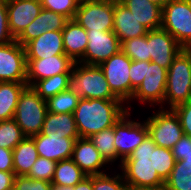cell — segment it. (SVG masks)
I'll use <instances>...</instances> for the list:
<instances>
[{
	"label": "cell",
	"mask_w": 191,
	"mask_h": 190,
	"mask_svg": "<svg viewBox=\"0 0 191 190\" xmlns=\"http://www.w3.org/2000/svg\"><path fill=\"white\" fill-rule=\"evenodd\" d=\"M176 159L171 149L159 147L148 135L118 167L129 190L165 185Z\"/></svg>",
	"instance_id": "cell-1"
},
{
	"label": "cell",
	"mask_w": 191,
	"mask_h": 190,
	"mask_svg": "<svg viewBox=\"0 0 191 190\" xmlns=\"http://www.w3.org/2000/svg\"><path fill=\"white\" fill-rule=\"evenodd\" d=\"M127 111L120 99H80L73 113L78 134L89 138L113 127Z\"/></svg>",
	"instance_id": "cell-2"
},
{
	"label": "cell",
	"mask_w": 191,
	"mask_h": 190,
	"mask_svg": "<svg viewBox=\"0 0 191 190\" xmlns=\"http://www.w3.org/2000/svg\"><path fill=\"white\" fill-rule=\"evenodd\" d=\"M67 89L80 99H118L110 90L98 65L75 62L68 77Z\"/></svg>",
	"instance_id": "cell-3"
},
{
	"label": "cell",
	"mask_w": 191,
	"mask_h": 190,
	"mask_svg": "<svg viewBox=\"0 0 191 190\" xmlns=\"http://www.w3.org/2000/svg\"><path fill=\"white\" fill-rule=\"evenodd\" d=\"M191 92V49L183 48L167 71V84L162 109H174L189 101Z\"/></svg>",
	"instance_id": "cell-4"
},
{
	"label": "cell",
	"mask_w": 191,
	"mask_h": 190,
	"mask_svg": "<svg viewBox=\"0 0 191 190\" xmlns=\"http://www.w3.org/2000/svg\"><path fill=\"white\" fill-rule=\"evenodd\" d=\"M47 112L46 100L27 86L20 94L13 119L26 137H32L42 132Z\"/></svg>",
	"instance_id": "cell-5"
},
{
	"label": "cell",
	"mask_w": 191,
	"mask_h": 190,
	"mask_svg": "<svg viewBox=\"0 0 191 190\" xmlns=\"http://www.w3.org/2000/svg\"><path fill=\"white\" fill-rule=\"evenodd\" d=\"M167 69L153 61H146V73L142 83L134 91L131 100L126 104L128 111H133L132 104L139 102L141 107L145 106L161 108L164 103V95L167 84ZM150 106V107H148Z\"/></svg>",
	"instance_id": "cell-6"
},
{
	"label": "cell",
	"mask_w": 191,
	"mask_h": 190,
	"mask_svg": "<svg viewBox=\"0 0 191 190\" xmlns=\"http://www.w3.org/2000/svg\"><path fill=\"white\" fill-rule=\"evenodd\" d=\"M162 29L183 47L191 46V0H170L162 8Z\"/></svg>",
	"instance_id": "cell-7"
},
{
	"label": "cell",
	"mask_w": 191,
	"mask_h": 190,
	"mask_svg": "<svg viewBox=\"0 0 191 190\" xmlns=\"http://www.w3.org/2000/svg\"><path fill=\"white\" fill-rule=\"evenodd\" d=\"M145 119L149 136L157 146L172 149L183 135L179 118L172 109L158 108Z\"/></svg>",
	"instance_id": "cell-8"
},
{
	"label": "cell",
	"mask_w": 191,
	"mask_h": 190,
	"mask_svg": "<svg viewBox=\"0 0 191 190\" xmlns=\"http://www.w3.org/2000/svg\"><path fill=\"white\" fill-rule=\"evenodd\" d=\"M115 0L80 1L74 19L86 30L113 31Z\"/></svg>",
	"instance_id": "cell-9"
},
{
	"label": "cell",
	"mask_w": 191,
	"mask_h": 190,
	"mask_svg": "<svg viewBox=\"0 0 191 190\" xmlns=\"http://www.w3.org/2000/svg\"><path fill=\"white\" fill-rule=\"evenodd\" d=\"M131 111H127L114 125V145L116 155L123 161L149 135L145 119L135 121L131 119Z\"/></svg>",
	"instance_id": "cell-10"
},
{
	"label": "cell",
	"mask_w": 191,
	"mask_h": 190,
	"mask_svg": "<svg viewBox=\"0 0 191 190\" xmlns=\"http://www.w3.org/2000/svg\"><path fill=\"white\" fill-rule=\"evenodd\" d=\"M131 63L132 60L120 50L99 65L104 72L110 90L125 104L131 100L129 76Z\"/></svg>",
	"instance_id": "cell-11"
},
{
	"label": "cell",
	"mask_w": 191,
	"mask_h": 190,
	"mask_svg": "<svg viewBox=\"0 0 191 190\" xmlns=\"http://www.w3.org/2000/svg\"><path fill=\"white\" fill-rule=\"evenodd\" d=\"M88 45L79 63L100 65L121 50V42L113 31L86 30Z\"/></svg>",
	"instance_id": "cell-12"
},
{
	"label": "cell",
	"mask_w": 191,
	"mask_h": 190,
	"mask_svg": "<svg viewBox=\"0 0 191 190\" xmlns=\"http://www.w3.org/2000/svg\"><path fill=\"white\" fill-rule=\"evenodd\" d=\"M27 59L16 40L0 45V82H26Z\"/></svg>",
	"instance_id": "cell-13"
},
{
	"label": "cell",
	"mask_w": 191,
	"mask_h": 190,
	"mask_svg": "<svg viewBox=\"0 0 191 190\" xmlns=\"http://www.w3.org/2000/svg\"><path fill=\"white\" fill-rule=\"evenodd\" d=\"M146 38L151 61L168 70L174 57L183 47L162 28L147 31Z\"/></svg>",
	"instance_id": "cell-14"
},
{
	"label": "cell",
	"mask_w": 191,
	"mask_h": 190,
	"mask_svg": "<svg viewBox=\"0 0 191 190\" xmlns=\"http://www.w3.org/2000/svg\"><path fill=\"white\" fill-rule=\"evenodd\" d=\"M75 62L67 55H54L43 59H27V86L60 73H71Z\"/></svg>",
	"instance_id": "cell-15"
},
{
	"label": "cell",
	"mask_w": 191,
	"mask_h": 190,
	"mask_svg": "<svg viewBox=\"0 0 191 190\" xmlns=\"http://www.w3.org/2000/svg\"><path fill=\"white\" fill-rule=\"evenodd\" d=\"M71 159L88 176L103 174L107 170L113 169V167L110 168L111 166L101 156L89 138L79 137L75 141Z\"/></svg>",
	"instance_id": "cell-16"
},
{
	"label": "cell",
	"mask_w": 191,
	"mask_h": 190,
	"mask_svg": "<svg viewBox=\"0 0 191 190\" xmlns=\"http://www.w3.org/2000/svg\"><path fill=\"white\" fill-rule=\"evenodd\" d=\"M6 5L9 30L15 39L43 9L40 0H6Z\"/></svg>",
	"instance_id": "cell-17"
},
{
	"label": "cell",
	"mask_w": 191,
	"mask_h": 190,
	"mask_svg": "<svg viewBox=\"0 0 191 190\" xmlns=\"http://www.w3.org/2000/svg\"><path fill=\"white\" fill-rule=\"evenodd\" d=\"M69 19L61 14L42 9L39 15L15 39L23 47L48 31L63 30Z\"/></svg>",
	"instance_id": "cell-18"
},
{
	"label": "cell",
	"mask_w": 191,
	"mask_h": 190,
	"mask_svg": "<svg viewBox=\"0 0 191 190\" xmlns=\"http://www.w3.org/2000/svg\"><path fill=\"white\" fill-rule=\"evenodd\" d=\"M34 140L38 156L55 162L70 159L77 139L63 136H46L42 133L31 137Z\"/></svg>",
	"instance_id": "cell-19"
},
{
	"label": "cell",
	"mask_w": 191,
	"mask_h": 190,
	"mask_svg": "<svg viewBox=\"0 0 191 190\" xmlns=\"http://www.w3.org/2000/svg\"><path fill=\"white\" fill-rule=\"evenodd\" d=\"M26 59H43L54 55H66L63 45L62 30L48 31L25 46Z\"/></svg>",
	"instance_id": "cell-20"
},
{
	"label": "cell",
	"mask_w": 191,
	"mask_h": 190,
	"mask_svg": "<svg viewBox=\"0 0 191 190\" xmlns=\"http://www.w3.org/2000/svg\"><path fill=\"white\" fill-rule=\"evenodd\" d=\"M113 23V32L120 42L146 35L148 31L119 0H115Z\"/></svg>",
	"instance_id": "cell-21"
},
{
	"label": "cell",
	"mask_w": 191,
	"mask_h": 190,
	"mask_svg": "<svg viewBox=\"0 0 191 190\" xmlns=\"http://www.w3.org/2000/svg\"><path fill=\"white\" fill-rule=\"evenodd\" d=\"M65 54L74 62H79L88 45L87 32L75 19H69L62 30Z\"/></svg>",
	"instance_id": "cell-22"
},
{
	"label": "cell",
	"mask_w": 191,
	"mask_h": 190,
	"mask_svg": "<svg viewBox=\"0 0 191 190\" xmlns=\"http://www.w3.org/2000/svg\"><path fill=\"white\" fill-rule=\"evenodd\" d=\"M139 22L148 30L160 29L162 26V7L148 0H119Z\"/></svg>",
	"instance_id": "cell-23"
},
{
	"label": "cell",
	"mask_w": 191,
	"mask_h": 190,
	"mask_svg": "<svg viewBox=\"0 0 191 190\" xmlns=\"http://www.w3.org/2000/svg\"><path fill=\"white\" fill-rule=\"evenodd\" d=\"M46 136H63L78 139L77 125L74 114L47 112L42 132Z\"/></svg>",
	"instance_id": "cell-24"
},
{
	"label": "cell",
	"mask_w": 191,
	"mask_h": 190,
	"mask_svg": "<svg viewBox=\"0 0 191 190\" xmlns=\"http://www.w3.org/2000/svg\"><path fill=\"white\" fill-rule=\"evenodd\" d=\"M27 82H0V121L14 117L18 99Z\"/></svg>",
	"instance_id": "cell-25"
},
{
	"label": "cell",
	"mask_w": 191,
	"mask_h": 190,
	"mask_svg": "<svg viewBox=\"0 0 191 190\" xmlns=\"http://www.w3.org/2000/svg\"><path fill=\"white\" fill-rule=\"evenodd\" d=\"M38 157L34 140L31 137H25L13 149V167L15 176L27 175Z\"/></svg>",
	"instance_id": "cell-26"
},
{
	"label": "cell",
	"mask_w": 191,
	"mask_h": 190,
	"mask_svg": "<svg viewBox=\"0 0 191 190\" xmlns=\"http://www.w3.org/2000/svg\"><path fill=\"white\" fill-rule=\"evenodd\" d=\"M89 139L110 166L116 164L118 168L121 165L122 160L116 155L114 145V126L93 134Z\"/></svg>",
	"instance_id": "cell-27"
},
{
	"label": "cell",
	"mask_w": 191,
	"mask_h": 190,
	"mask_svg": "<svg viewBox=\"0 0 191 190\" xmlns=\"http://www.w3.org/2000/svg\"><path fill=\"white\" fill-rule=\"evenodd\" d=\"M88 175L70 158L58 161L51 184L74 187Z\"/></svg>",
	"instance_id": "cell-28"
},
{
	"label": "cell",
	"mask_w": 191,
	"mask_h": 190,
	"mask_svg": "<svg viewBox=\"0 0 191 190\" xmlns=\"http://www.w3.org/2000/svg\"><path fill=\"white\" fill-rule=\"evenodd\" d=\"M69 74H56L52 77L36 81L31 87L43 100L47 101L59 92L67 90Z\"/></svg>",
	"instance_id": "cell-29"
},
{
	"label": "cell",
	"mask_w": 191,
	"mask_h": 190,
	"mask_svg": "<svg viewBox=\"0 0 191 190\" xmlns=\"http://www.w3.org/2000/svg\"><path fill=\"white\" fill-rule=\"evenodd\" d=\"M165 186L169 190H191V162L176 161Z\"/></svg>",
	"instance_id": "cell-30"
},
{
	"label": "cell",
	"mask_w": 191,
	"mask_h": 190,
	"mask_svg": "<svg viewBox=\"0 0 191 190\" xmlns=\"http://www.w3.org/2000/svg\"><path fill=\"white\" fill-rule=\"evenodd\" d=\"M115 169L113 167L110 172L92 175L93 190H129L121 172Z\"/></svg>",
	"instance_id": "cell-31"
},
{
	"label": "cell",
	"mask_w": 191,
	"mask_h": 190,
	"mask_svg": "<svg viewBox=\"0 0 191 190\" xmlns=\"http://www.w3.org/2000/svg\"><path fill=\"white\" fill-rule=\"evenodd\" d=\"M80 98L71 93L68 89L59 92L55 96L49 98L47 103L48 112L52 113H71L73 114Z\"/></svg>",
	"instance_id": "cell-32"
},
{
	"label": "cell",
	"mask_w": 191,
	"mask_h": 190,
	"mask_svg": "<svg viewBox=\"0 0 191 190\" xmlns=\"http://www.w3.org/2000/svg\"><path fill=\"white\" fill-rule=\"evenodd\" d=\"M25 137L14 119L0 121V147L13 150Z\"/></svg>",
	"instance_id": "cell-33"
},
{
	"label": "cell",
	"mask_w": 191,
	"mask_h": 190,
	"mask_svg": "<svg viewBox=\"0 0 191 190\" xmlns=\"http://www.w3.org/2000/svg\"><path fill=\"white\" fill-rule=\"evenodd\" d=\"M121 51L132 61H151L146 35L121 42Z\"/></svg>",
	"instance_id": "cell-34"
},
{
	"label": "cell",
	"mask_w": 191,
	"mask_h": 190,
	"mask_svg": "<svg viewBox=\"0 0 191 190\" xmlns=\"http://www.w3.org/2000/svg\"><path fill=\"white\" fill-rule=\"evenodd\" d=\"M56 164L57 162L53 160L38 157L26 176L51 183L54 176Z\"/></svg>",
	"instance_id": "cell-35"
},
{
	"label": "cell",
	"mask_w": 191,
	"mask_h": 190,
	"mask_svg": "<svg viewBox=\"0 0 191 190\" xmlns=\"http://www.w3.org/2000/svg\"><path fill=\"white\" fill-rule=\"evenodd\" d=\"M44 9L74 19L80 0H40Z\"/></svg>",
	"instance_id": "cell-36"
},
{
	"label": "cell",
	"mask_w": 191,
	"mask_h": 190,
	"mask_svg": "<svg viewBox=\"0 0 191 190\" xmlns=\"http://www.w3.org/2000/svg\"><path fill=\"white\" fill-rule=\"evenodd\" d=\"M52 184L39 179L15 176L13 190H51Z\"/></svg>",
	"instance_id": "cell-37"
},
{
	"label": "cell",
	"mask_w": 191,
	"mask_h": 190,
	"mask_svg": "<svg viewBox=\"0 0 191 190\" xmlns=\"http://www.w3.org/2000/svg\"><path fill=\"white\" fill-rule=\"evenodd\" d=\"M171 150L176 161L191 162V136L183 134Z\"/></svg>",
	"instance_id": "cell-38"
},
{
	"label": "cell",
	"mask_w": 191,
	"mask_h": 190,
	"mask_svg": "<svg viewBox=\"0 0 191 190\" xmlns=\"http://www.w3.org/2000/svg\"><path fill=\"white\" fill-rule=\"evenodd\" d=\"M14 40L15 38L9 30L6 0H0V45Z\"/></svg>",
	"instance_id": "cell-39"
},
{
	"label": "cell",
	"mask_w": 191,
	"mask_h": 190,
	"mask_svg": "<svg viewBox=\"0 0 191 190\" xmlns=\"http://www.w3.org/2000/svg\"><path fill=\"white\" fill-rule=\"evenodd\" d=\"M131 98L134 91L142 83L146 73V61H132L130 66Z\"/></svg>",
	"instance_id": "cell-40"
},
{
	"label": "cell",
	"mask_w": 191,
	"mask_h": 190,
	"mask_svg": "<svg viewBox=\"0 0 191 190\" xmlns=\"http://www.w3.org/2000/svg\"><path fill=\"white\" fill-rule=\"evenodd\" d=\"M179 118L183 134L191 136V102H185L172 109Z\"/></svg>",
	"instance_id": "cell-41"
},
{
	"label": "cell",
	"mask_w": 191,
	"mask_h": 190,
	"mask_svg": "<svg viewBox=\"0 0 191 190\" xmlns=\"http://www.w3.org/2000/svg\"><path fill=\"white\" fill-rule=\"evenodd\" d=\"M0 171H14L13 150L0 147Z\"/></svg>",
	"instance_id": "cell-42"
},
{
	"label": "cell",
	"mask_w": 191,
	"mask_h": 190,
	"mask_svg": "<svg viewBox=\"0 0 191 190\" xmlns=\"http://www.w3.org/2000/svg\"><path fill=\"white\" fill-rule=\"evenodd\" d=\"M14 179V171H0V190H13Z\"/></svg>",
	"instance_id": "cell-43"
},
{
	"label": "cell",
	"mask_w": 191,
	"mask_h": 190,
	"mask_svg": "<svg viewBox=\"0 0 191 190\" xmlns=\"http://www.w3.org/2000/svg\"><path fill=\"white\" fill-rule=\"evenodd\" d=\"M74 190H93L92 187V175L87 176L74 187Z\"/></svg>",
	"instance_id": "cell-44"
},
{
	"label": "cell",
	"mask_w": 191,
	"mask_h": 190,
	"mask_svg": "<svg viewBox=\"0 0 191 190\" xmlns=\"http://www.w3.org/2000/svg\"><path fill=\"white\" fill-rule=\"evenodd\" d=\"M51 190H74L72 186H61L52 184Z\"/></svg>",
	"instance_id": "cell-45"
},
{
	"label": "cell",
	"mask_w": 191,
	"mask_h": 190,
	"mask_svg": "<svg viewBox=\"0 0 191 190\" xmlns=\"http://www.w3.org/2000/svg\"><path fill=\"white\" fill-rule=\"evenodd\" d=\"M148 1L154 2L163 8L170 0H148Z\"/></svg>",
	"instance_id": "cell-46"
},
{
	"label": "cell",
	"mask_w": 191,
	"mask_h": 190,
	"mask_svg": "<svg viewBox=\"0 0 191 190\" xmlns=\"http://www.w3.org/2000/svg\"><path fill=\"white\" fill-rule=\"evenodd\" d=\"M140 190H169V189H167V187L165 185H163V186L156 187V188H144V189H140Z\"/></svg>",
	"instance_id": "cell-47"
}]
</instances>
